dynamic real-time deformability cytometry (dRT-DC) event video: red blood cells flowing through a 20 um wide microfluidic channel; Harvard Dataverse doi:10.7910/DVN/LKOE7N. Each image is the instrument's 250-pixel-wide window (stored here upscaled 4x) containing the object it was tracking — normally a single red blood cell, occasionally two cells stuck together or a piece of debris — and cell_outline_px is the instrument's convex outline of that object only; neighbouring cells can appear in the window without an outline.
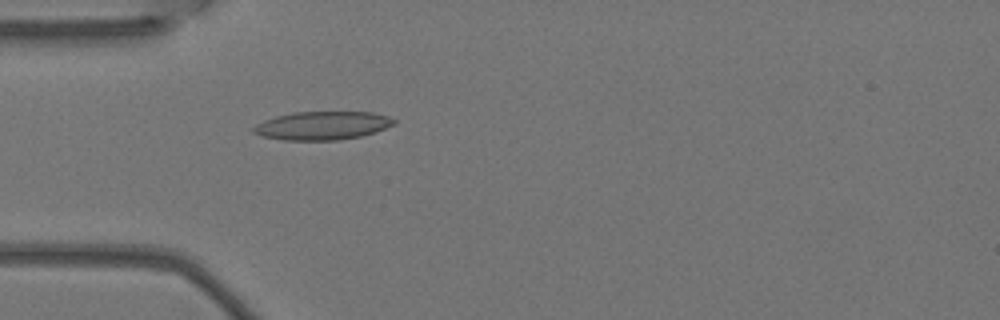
{"species": "Egyptian fruit bat (a non-hibernating species)", "species_latin": "Rousettus aegyptiacus", "temperature_condition": "warm", "stored_images_in_passage": 5, "camera_frame_rate_fps": 3000, "um_per_image_px": 0.085, "animal": {"sex": "female"}, "frame": {"image": 1, "passage_image": 5, "time_ms": 1.333, "image_size_px": [1000, 320], "cell_outline_px": [[396, 124], [376, 132], [360, 136], [336, 140], [284, 140], [260, 136], [252, 132], [252, 128], [256, 124], [264, 120], [276, 116], [292, 112], [372, 112], [388, 116], [396, 120]], "centroid_in_image_um": [27.39, 10.67], "position_along_channel_um": 57.6, "area_um2": 23.35}}